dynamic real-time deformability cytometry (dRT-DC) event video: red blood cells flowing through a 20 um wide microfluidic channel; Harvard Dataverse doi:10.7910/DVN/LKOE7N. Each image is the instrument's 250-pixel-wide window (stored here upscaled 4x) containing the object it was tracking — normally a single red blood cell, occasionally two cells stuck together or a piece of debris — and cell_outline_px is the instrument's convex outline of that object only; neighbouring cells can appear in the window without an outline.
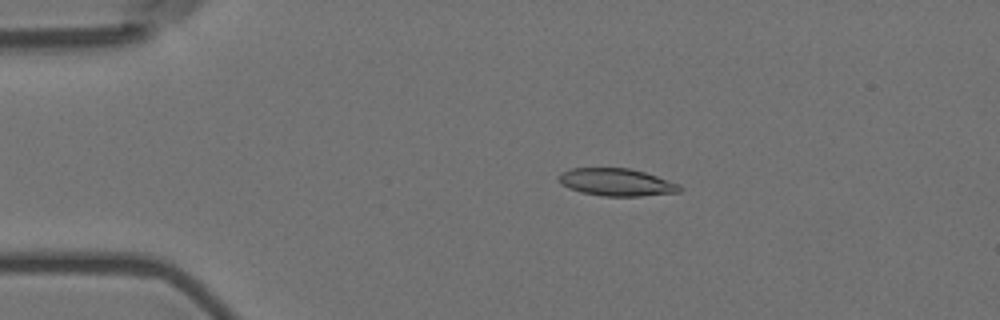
{"species": "Egyptian fruit bat (a non-hibernating species)", "species_latin": "Rousettus aegyptiacus", "temperature_condition": "room temperature", "stored_images_in_passage": 55, "camera_frame_rate_fps": 3000, "um_per_image_px": 0.085, "animal": {"sex": "female"}, "frame": {"image": 1, "passage_image": 10, "time_ms": 3.0, "image_size_px": [1000, 320], "cell_outline_px": [[684, 188], [680, 192], [640, 196], [600, 196], [580, 192], [568, 188], [560, 184], [556, 176], [560, 172], [572, 168], [628, 168], [644, 172], [680, 184]], "centroid_in_image_um": [52.36, 15.49], "position_along_channel_um": 32.6, "area_um2": 19.59}}
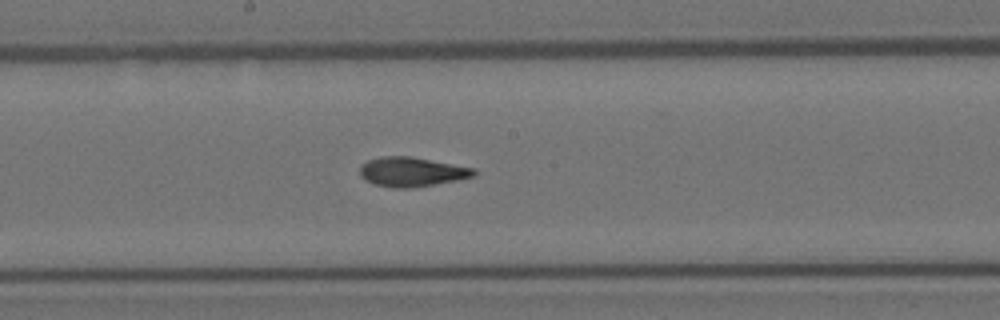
{"frame": {"image": 2, "passage_image": 29, "time_ms": 9.333, "image_size_px": [1000, 320], "cell_outline_px": [[476, 176], [460, 180], [408, 188], [392, 188], [372, 184], [364, 180], [360, 176], [360, 164], [368, 160], [380, 156], [408, 156], [476, 168]], "centroid_in_image_um": [34.98, 14.61], "position_along_channel_um": 213.2, "area_um2": 19.77}}
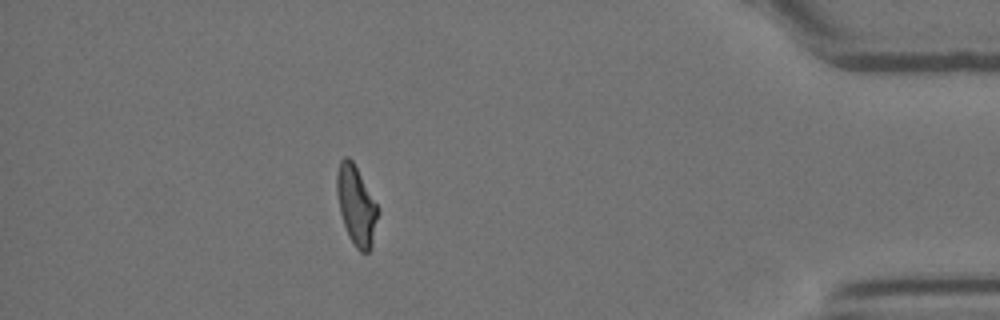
{"frame": {"image": 3, "passage_image": 49, "time_ms": 16.0, "image_size_px": [1000, 320], "cell_outline_px": [[380, 212], [372, 248], [368, 252], [360, 252], [356, 248], [348, 236], [340, 212], [336, 192], [336, 172], [340, 160], [344, 156], [348, 156], [352, 160], [376, 204]], "centroid_in_image_um": [30.28, 17.49], "position_along_channel_um": 404.9, "area_um2": 19.07}, "authors_computed_cell_mechanics": {"area_um2": 19.363, "velocity_mm_per_s": 3.5737, "shape_relaxation_time_tau1_ms": 7.0654, "shape_relaxation_time_tau2_ms": 2.1927, "deformation_change_tau1": 0.2144, "deformation_change_tau2": 0.0805}}